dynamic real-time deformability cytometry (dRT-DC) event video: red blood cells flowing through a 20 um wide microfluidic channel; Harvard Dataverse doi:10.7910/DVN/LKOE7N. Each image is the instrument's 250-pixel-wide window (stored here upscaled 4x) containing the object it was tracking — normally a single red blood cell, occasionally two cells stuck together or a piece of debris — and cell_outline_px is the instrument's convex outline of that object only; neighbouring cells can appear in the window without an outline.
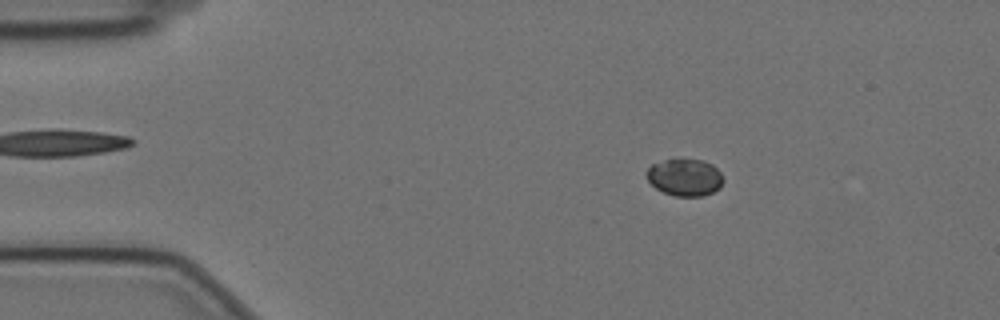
{"species": "Egyptian fruit bat (a non-hibernating species)", "species_latin": "Rousettus aegyptiacus", "temperature_condition": "cold", "stored_images_in_passage": 58, "camera_frame_rate_fps": 3000, "um_per_image_px": 0.085, "animal": {"sex": "female"}, "frame": {"image": 1, "passage_image": 10, "time_ms": 3.0, "image_size_px": [1000, 320], "cell_outline_px": [[724, 180], [720, 188], [704, 196], [676, 196], [664, 192], [656, 188], [648, 180], [644, 172], [652, 164], [664, 160], [704, 160], [712, 164], [720, 172]], "centroid_in_image_um": [58.21, 15.08], "position_along_channel_um": 26.8, "area_um2": 16.53}}
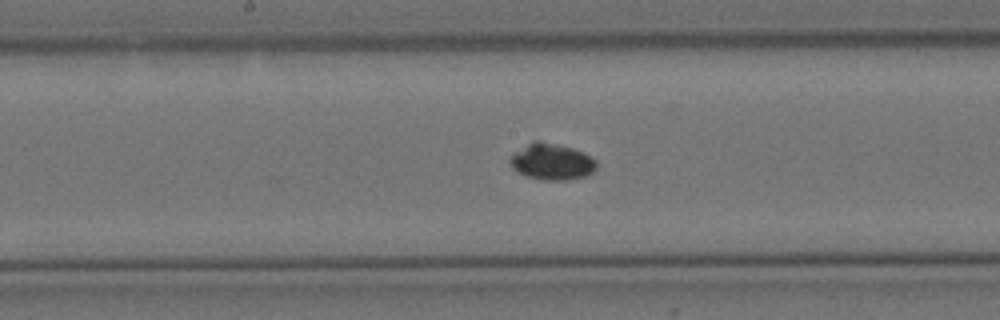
{"frame": {"image": 2, "passage_image": 30, "time_ms": 9.667, "image_size_px": [1000, 320], "cell_outline_px": [[596, 168], [588, 176], [564, 180], [544, 180], [528, 176], [512, 168], [508, 160], [516, 152], [532, 140], [540, 140], [572, 148], [584, 152], [596, 160]], "centroid_in_image_um": [46.92, 13.74], "position_along_channel_um": 201.3, "area_um2": 18.21}}
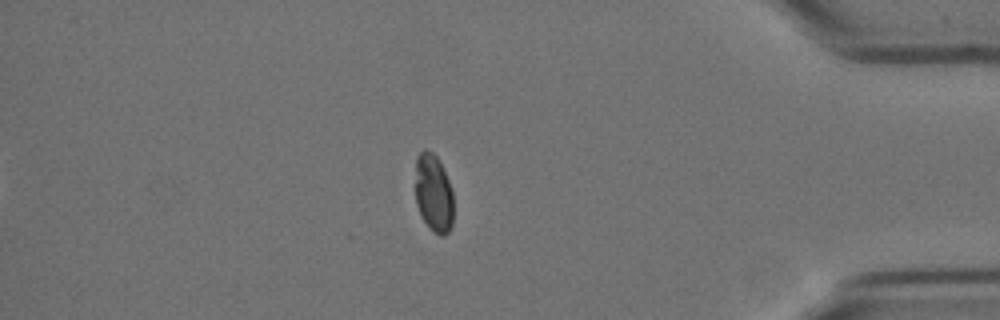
{"frame": {"image": 3, "passage_image": 50, "time_ms": 16.333, "image_size_px": [1000, 320], "cell_outline_px": [[452, 224], [448, 232], [444, 236], [440, 236], [432, 232], [428, 228], [416, 204], [416, 156], [424, 148], [432, 152], [436, 156], [448, 180], [452, 192]], "centroid_in_image_um": [36.84, 16.44], "position_along_channel_um": 398.4, "area_um2": 17.22}}